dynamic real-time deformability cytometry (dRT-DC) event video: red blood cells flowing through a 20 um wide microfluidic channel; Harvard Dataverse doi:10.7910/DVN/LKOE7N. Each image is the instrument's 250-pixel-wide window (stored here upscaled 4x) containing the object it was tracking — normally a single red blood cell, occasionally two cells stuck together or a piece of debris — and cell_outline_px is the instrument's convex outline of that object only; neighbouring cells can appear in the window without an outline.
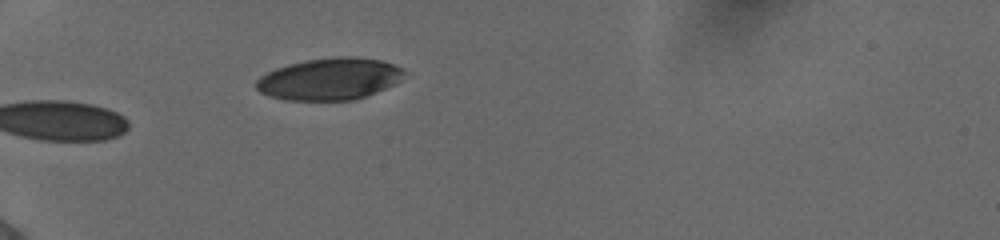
{"species": "human", "species_latin": "Homo sapiens", "temperature_condition": "cold", "stored_images_in_passage": 34, "camera_frame_rate_fps": 3000, "um_per_image_px": 0.085, "donor": {"sex": "female"}, "frame": {"image": 1, "passage_image": 1, "time_ms": 0.0, "image_size_px": [1000, 240], "cell_outline_px": [[404, 72], [400, 80], [376, 92], [352, 100], [284, 100], [260, 92], [256, 88], [256, 80], [260, 76], [276, 68], [288, 64], [304, 60], [340, 56], [356, 56], [380, 60], [404, 68]], "centroid_in_image_um": [27.99, 6.7], "position_along_channel_um": 57.0, "area_um2": 35.95}}
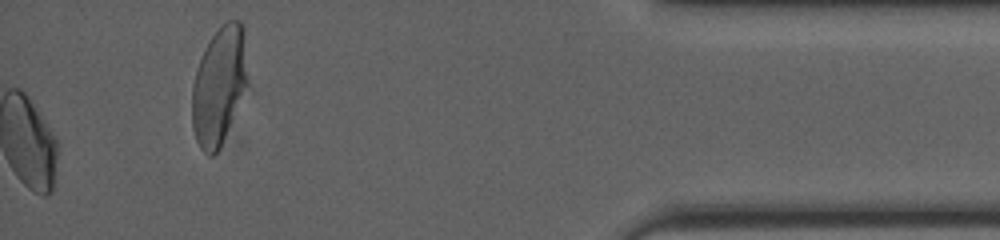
{"frame": {"image": 2, "passage_image": 34, "time_ms": 11.0, "image_size_px": [1000, 240], "cell_outline_px": [[248, 84], [220, 148], [212, 156], [208, 156], [200, 148], [196, 140], [192, 124], [192, 84], [196, 68], [204, 48], [212, 36], [228, 20], [240, 20], [244, 28], [248, 80]], "centroid_in_image_um": [18.62, 7.28], "position_along_channel_um": 416.6, "area_um2": 38.32}, "authors_computed_cell_mechanics": {"area_um2": 31.1831, "velocity_mm_per_s": 3.8791, "shape_relaxation_time_tau1_ms": 6.8338, "shape_relaxation_time_tau2_ms": 5.3399, "deformation_change_tau1": 0.1336, "deformation_change_tau2": 0.0728}}